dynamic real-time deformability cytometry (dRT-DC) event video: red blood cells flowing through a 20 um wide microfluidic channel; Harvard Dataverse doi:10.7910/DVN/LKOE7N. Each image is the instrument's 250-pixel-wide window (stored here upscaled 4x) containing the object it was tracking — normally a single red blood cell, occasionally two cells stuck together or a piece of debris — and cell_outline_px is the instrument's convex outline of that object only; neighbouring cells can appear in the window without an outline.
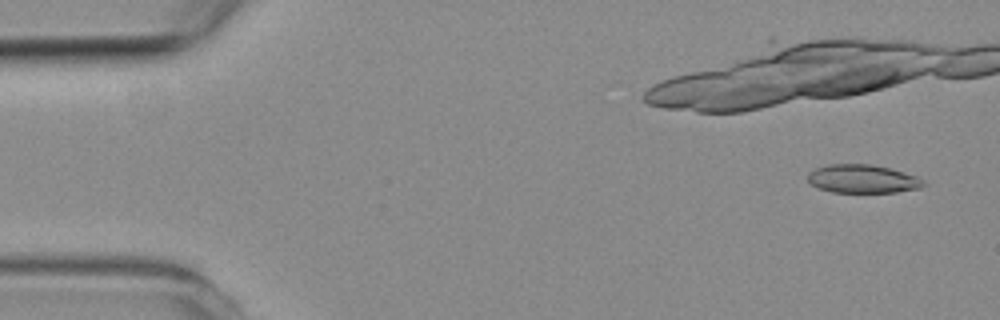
{"species": "common noctule bat (a hibernating species)", "species_latin": "Nyctalus noctula", "temperature_condition": "room temperature", "stored_images_in_passage": 6, "camera_frame_rate_fps": 3000, "um_per_image_px": 0.085, "animal": {"sex": "female", "body_mass_g": 19.3, "forearm_length_mm": 54.1}, "frame": {"image": 1, "passage_image": 1, "time_ms": 0.0, "image_size_px": [1000, 320], "cell_outline_px": [[928, 184], [920, 188], [896, 192], [832, 192], [820, 188], [812, 184], [808, 180], [808, 172], [816, 168], [828, 164], [872, 164], [904, 172], [916, 176], [924, 180]], "centroid_in_image_um": [73.35, 15.2], "position_along_channel_um": 11.7, "area_um2": 19.13}}